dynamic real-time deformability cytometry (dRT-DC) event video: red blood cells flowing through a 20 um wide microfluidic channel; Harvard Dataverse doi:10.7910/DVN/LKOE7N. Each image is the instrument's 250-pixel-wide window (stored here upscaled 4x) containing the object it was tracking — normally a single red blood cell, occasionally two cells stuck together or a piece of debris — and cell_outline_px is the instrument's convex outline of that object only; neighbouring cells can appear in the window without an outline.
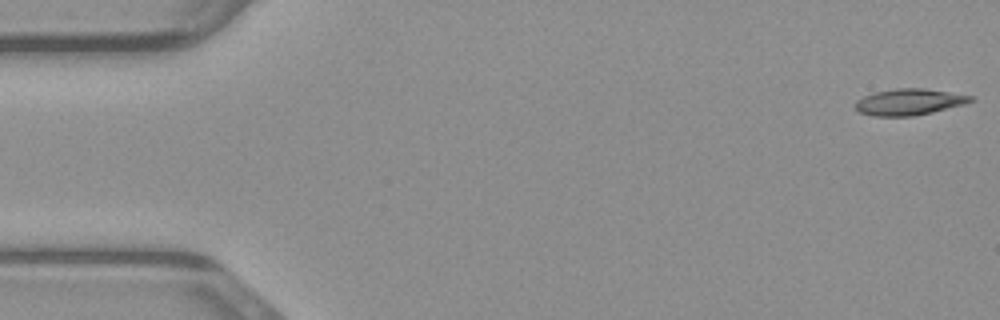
{"species": "common noctule bat (a hibernating species)", "species_latin": "Nyctalus noctula", "temperature_condition": "warm", "stored_images_in_passage": 8, "camera_frame_rate_fps": 3000, "um_per_image_px": 0.085, "animal": {"sex": "male", "body_mass_g": 23.1, "forearm_length_mm": 52.7}, "frame": {"image": 1, "passage_image": 1, "time_ms": 0.0, "image_size_px": [1000, 320], "cell_outline_px": [[976, 100], [964, 104], [932, 112], [912, 116], [872, 116], [860, 112], [856, 108], [856, 100], [864, 96], [876, 92], [896, 88], [924, 88], [972, 96]], "centroid_in_image_um": [77.28, 8.66], "position_along_channel_um": 7.7, "area_um2": 17.51}}